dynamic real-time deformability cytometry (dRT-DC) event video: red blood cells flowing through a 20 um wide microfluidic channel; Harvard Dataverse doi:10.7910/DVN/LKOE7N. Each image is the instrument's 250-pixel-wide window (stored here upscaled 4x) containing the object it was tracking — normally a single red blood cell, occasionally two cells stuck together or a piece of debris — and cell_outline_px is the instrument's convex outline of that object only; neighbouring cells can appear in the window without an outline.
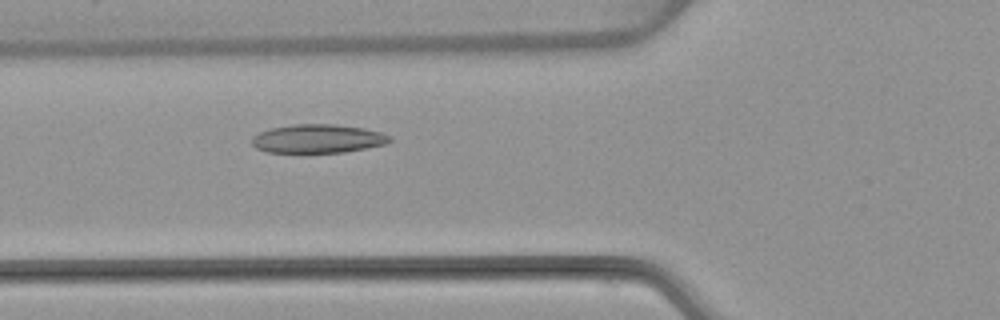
{"species": "common noctule bat (a hibernating species)", "species_latin": "Nyctalus noctula", "temperature_condition": "warm", "stored_images_in_passage": 53, "camera_frame_rate_fps": 3000, "um_per_image_px": 0.085, "animal": {"sex": "female", "body_mass_g": 22.7, "forearm_length_mm": 54.2}, "frame": {"image": 1, "passage_image": 19, "time_ms": 6.0, "image_size_px": [1000, 320], "cell_outline_px": [[392, 140], [384, 144], [344, 152], [268, 152], [256, 148], [252, 144], [252, 136], [260, 132], [272, 128], [292, 124], [332, 124], [364, 128], [380, 132], [392, 136]], "centroid_in_image_um": [27.01, 11.78], "position_along_channel_um": 98.8, "area_um2": 22.83}}
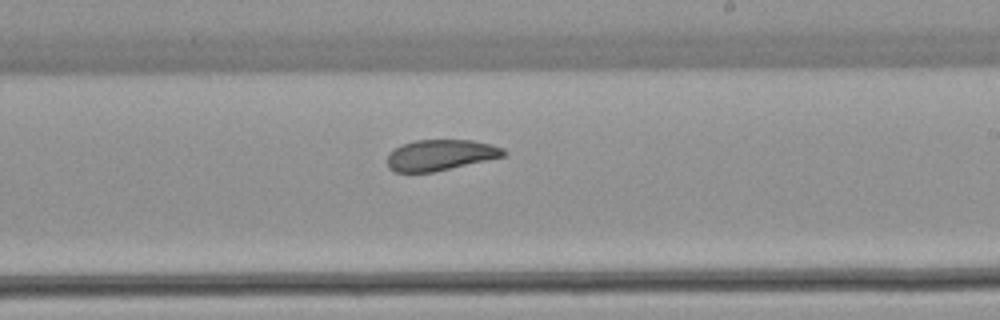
{"frame": {"image": 2, "passage_image": 31, "time_ms": 10.0, "image_size_px": [1000, 320], "cell_outline_px": [[508, 152], [504, 156], [432, 172], [396, 172], [388, 168], [388, 156], [396, 148], [404, 144], [416, 140], [472, 140], [504, 148]], "centroid_in_image_um": [37.45, 13.18], "position_along_channel_um": 251.6, "area_um2": 20.52}}
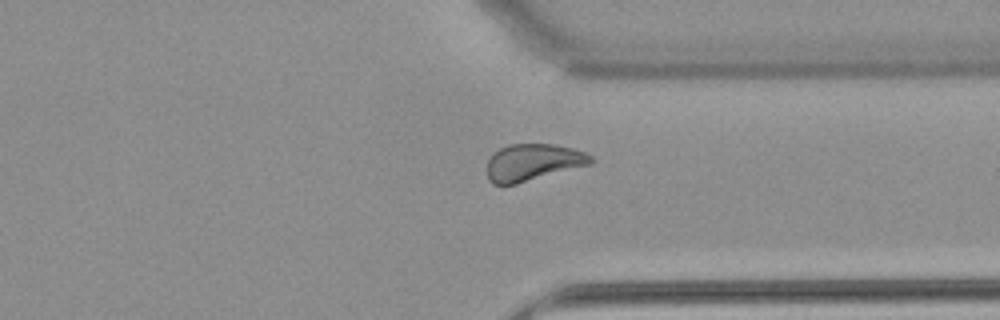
{"frame": {"image": 3, "passage_image": 40, "time_ms": 13.0, "image_size_px": [1000, 320], "cell_outline_px": [[592, 164], [516, 184], [492, 184], [488, 180], [488, 160], [500, 148], [508, 144], [552, 144], [572, 148], [584, 152], [592, 156]], "centroid_in_image_um": [45.31, 13.8], "position_along_channel_um": 366.1, "area_um2": 22.14}, "authors_computed_cell_mechanics": {"area_um2": 23.2356, "velocity_mm_per_s": 3.8213, "shape_relaxation_time_tau1_ms": 5.7987, "shape_relaxation_time_tau2_ms": 3.1953, "deformation_change_tau1": 0.1399, "deformation_change_tau2": 0.0894}}